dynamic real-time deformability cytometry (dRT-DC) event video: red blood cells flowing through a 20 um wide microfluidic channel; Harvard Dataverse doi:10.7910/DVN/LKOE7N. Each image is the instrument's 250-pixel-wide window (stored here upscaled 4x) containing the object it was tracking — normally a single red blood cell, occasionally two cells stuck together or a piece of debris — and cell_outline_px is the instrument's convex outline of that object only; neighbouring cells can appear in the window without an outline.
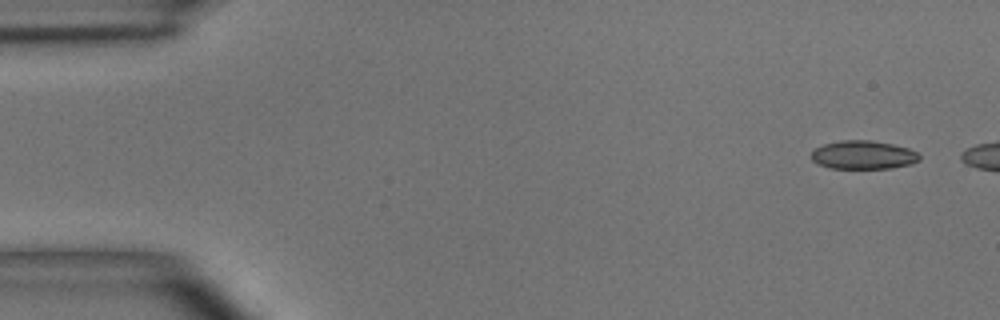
{"species": "common noctule bat (a hibernating species)", "species_latin": "Nyctalus noctula", "temperature_condition": "room temperature", "stored_images_in_passage": 3, "camera_frame_rate_fps": 3000, "um_per_image_px": 0.085, "animal": {"sex": "male", "body_mass_g": 15.6}, "frame": {"image": 1, "passage_image": 1, "time_ms": 0.0, "image_size_px": [1000, 320], "cell_outline_px": [[920, 160], [908, 164], [892, 168], [828, 168], [816, 164], [812, 160], [812, 152], [816, 148], [824, 144], [840, 140], [872, 140], [892, 144], [908, 148], [916, 152], [920, 156]], "centroid_in_image_um": [73.35, 13.16], "position_along_channel_um": 11.6, "area_um2": 17.92}}